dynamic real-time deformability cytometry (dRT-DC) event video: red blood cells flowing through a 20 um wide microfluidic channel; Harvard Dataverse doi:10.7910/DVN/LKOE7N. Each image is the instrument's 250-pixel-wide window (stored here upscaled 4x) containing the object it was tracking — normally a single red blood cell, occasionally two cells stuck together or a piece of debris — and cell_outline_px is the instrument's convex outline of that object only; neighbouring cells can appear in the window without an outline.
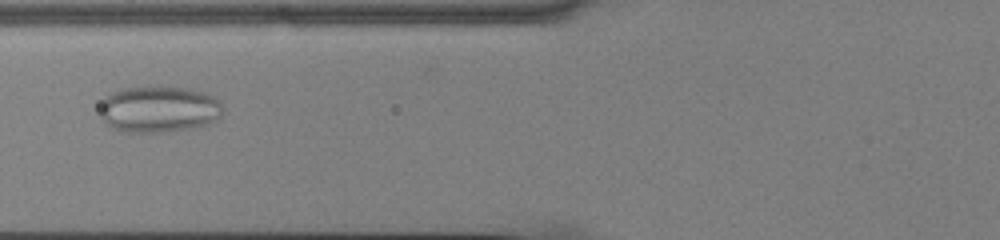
{"species": "common noctule bat (a hibernating species)", "species_latin": "Nyctalus noctula", "temperature_condition": "cold", "stored_images_in_passage": 50, "camera_frame_rate_fps": 3000, "um_per_image_px": 0.085, "animal": {"sex": "male", "body_mass_g": 13.0, "forearm_length_mm": 53.1}, "frame": {"image": 1, "passage_image": 17, "time_ms": 5.333, "image_size_px": [1000, 240], "cell_outline_px": [[224, 108], [220, 116], [216, 120], [208, 124], [188, 128], [160, 132], [120, 132], [104, 124], [100, 116], [100, 104], [104, 96], [112, 92], [124, 88], [160, 84], [188, 88], [204, 92], [220, 100]], "centroid_in_image_um": [13.47, 9.25], "position_along_channel_um": 112.3, "area_um2": 34.22}}
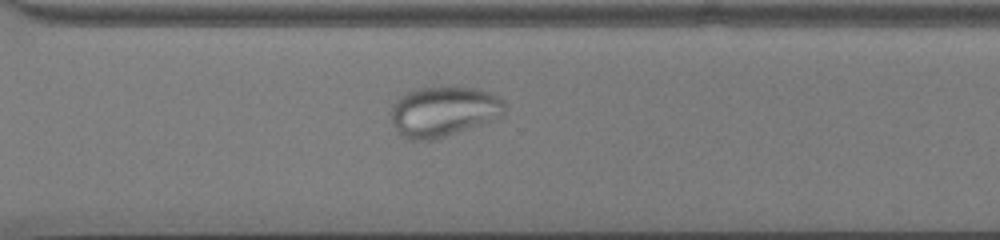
{"frame": {"image": 2, "passage_image": 35, "time_ms": 11.333, "image_size_px": [1000, 240], "cell_outline_px": [[508, 108], [504, 112], [480, 124], [436, 140], [408, 140], [400, 136], [392, 124], [392, 104], [400, 96], [416, 88], [480, 88], [492, 92], [500, 96], [504, 100]], "centroid_in_image_um": [37.69, 9.48], "position_along_channel_um": 332.9, "area_um2": 33.23}}
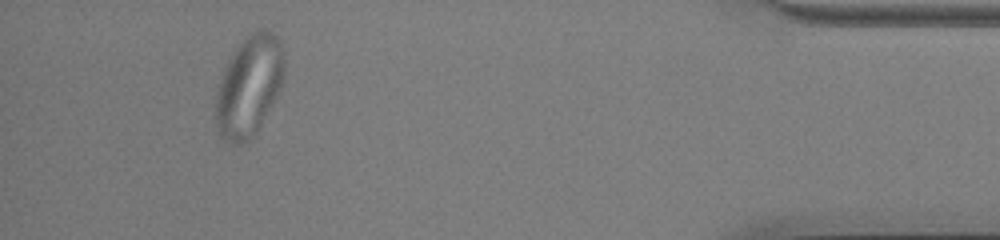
{"frame": {"image": 3, "passage_image": 46, "time_ms": 15.0, "image_size_px": [1000, 240], "cell_outline_px": [[284, 76], [280, 88], [256, 136], [240, 144], [232, 144], [224, 140], [220, 136], [216, 128], [216, 92], [220, 80], [228, 60], [232, 52], [252, 32], [260, 28], [268, 28], [280, 40], [284, 52]], "centroid_in_image_um": [21.18, 7.33], "position_along_channel_um": 414.0, "area_um2": 40.46}}